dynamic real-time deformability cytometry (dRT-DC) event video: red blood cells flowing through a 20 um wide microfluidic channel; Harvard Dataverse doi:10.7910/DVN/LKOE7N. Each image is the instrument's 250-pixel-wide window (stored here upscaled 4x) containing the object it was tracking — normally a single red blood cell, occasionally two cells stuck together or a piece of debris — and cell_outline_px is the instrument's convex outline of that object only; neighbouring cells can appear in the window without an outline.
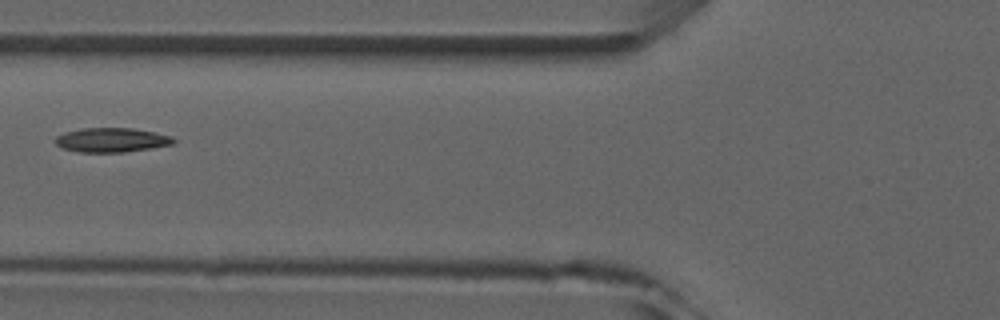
{"species": "common noctule bat (a hibernating species)", "species_latin": "Nyctalus noctula", "temperature_condition": "room temperature", "stored_images_in_passage": 4, "camera_frame_rate_fps": 3000, "um_per_image_px": 0.085, "animal": {"sex": "male", "forearm_length_mm": 52.5}, "frame": {"image": 1, "passage_image": 2, "time_ms": 1.333, "image_size_px": [1000, 320], "cell_outline_px": [[176, 144], [152, 148], [124, 152], [80, 152], [64, 148], [56, 144], [52, 140], [56, 136], [64, 132], [84, 128], [132, 128], [172, 136], [176, 140]], "centroid_in_image_um": [9.49, 11.9], "position_along_channel_um": 116.3, "area_um2": 16.82}}
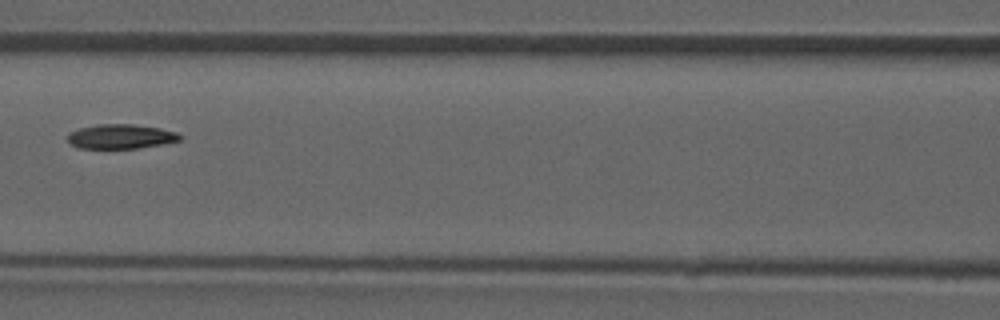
{"frame": {"image": 2, "passage_image": 3, "time_ms": 2.333, "image_size_px": [1000, 320], "cell_outline_px": [[184, 136], [180, 140], [160, 144], [136, 148], [80, 148], [72, 144], [68, 140], [68, 136], [72, 132], [80, 128], [100, 124], [132, 124], [160, 128], [176, 132]], "centroid_in_image_um": [10.31, 11.6], "position_along_channel_um": 156.3, "area_um2": 15.72}}